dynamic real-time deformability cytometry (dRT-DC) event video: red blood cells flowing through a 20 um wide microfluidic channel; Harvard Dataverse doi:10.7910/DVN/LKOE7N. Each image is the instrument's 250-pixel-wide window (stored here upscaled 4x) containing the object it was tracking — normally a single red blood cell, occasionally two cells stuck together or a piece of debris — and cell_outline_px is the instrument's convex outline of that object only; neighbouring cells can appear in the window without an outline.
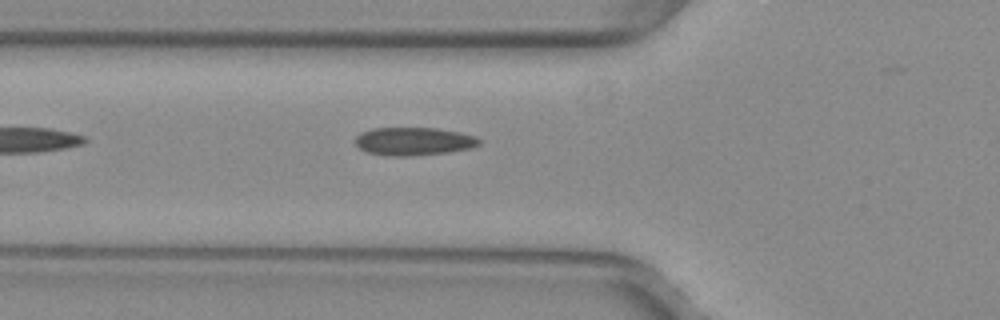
{"species": "common noctule bat (a hibernating species)", "species_latin": "Nyctalus noctula", "temperature_condition": "warm", "stored_images_in_passage": 28, "camera_frame_rate_fps": 3000, "um_per_image_px": 0.085, "animal": {"sex": "female", "body_mass_g": 29.2, "forearm_length_mm": 56.3}, "frame": {"image": 1, "passage_image": 2, "time_ms": 0.333, "image_size_px": [1000, 320], "cell_outline_px": [[480, 144], [472, 148], [448, 152], [412, 156], [388, 156], [364, 152], [356, 144], [356, 136], [360, 132], [372, 128], [436, 128], [460, 132], [476, 136], [480, 140]], "centroid_in_image_um": [35.16, 12.01], "position_along_channel_um": 90.6, "area_um2": 20.46}}
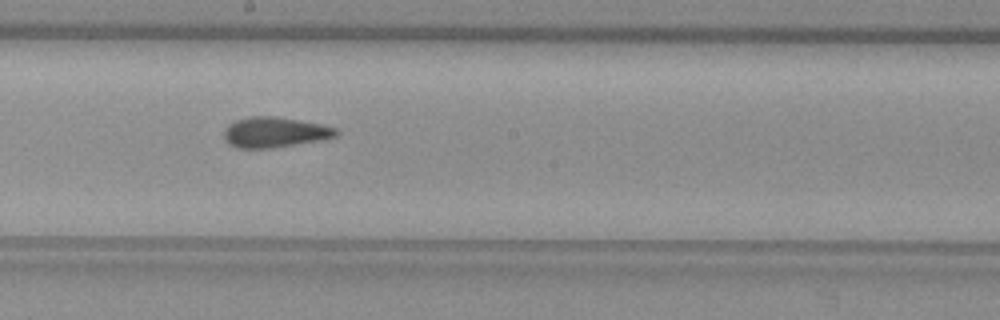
{"frame": {"image": 2, "passage_image": 12, "time_ms": 3.667, "image_size_px": [1000, 320], "cell_outline_px": [[340, 132], [336, 136], [324, 140], [272, 148], [236, 148], [228, 144], [224, 140], [224, 132], [228, 124], [236, 120], [248, 116], [272, 116], [320, 124], [336, 128]], "centroid_in_image_um": [23.34, 11.25], "position_along_channel_um": 224.9, "area_um2": 19.94}}
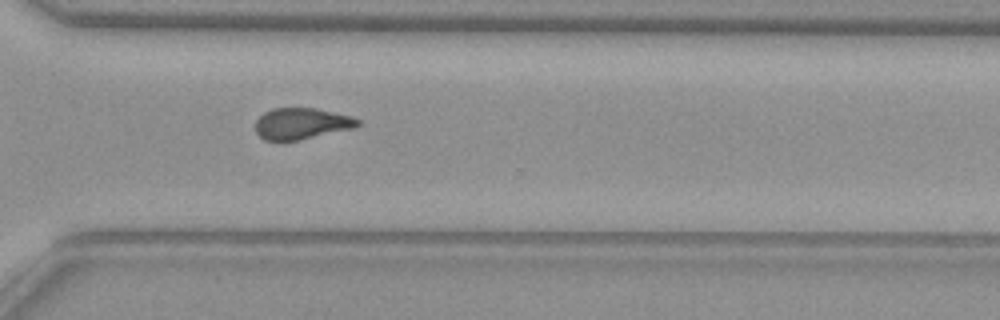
{"frame": {"image": 3, "passage_image": 21, "time_ms": 6.667, "image_size_px": [1000, 320], "cell_outline_px": [[360, 124], [356, 128], [300, 140], [264, 140], [256, 132], [256, 120], [264, 112], [272, 108], [316, 108], [352, 116], [360, 120]], "centroid_in_image_um": [25.66, 10.5], "position_along_channel_um": 344.9, "area_um2": 18.79}}